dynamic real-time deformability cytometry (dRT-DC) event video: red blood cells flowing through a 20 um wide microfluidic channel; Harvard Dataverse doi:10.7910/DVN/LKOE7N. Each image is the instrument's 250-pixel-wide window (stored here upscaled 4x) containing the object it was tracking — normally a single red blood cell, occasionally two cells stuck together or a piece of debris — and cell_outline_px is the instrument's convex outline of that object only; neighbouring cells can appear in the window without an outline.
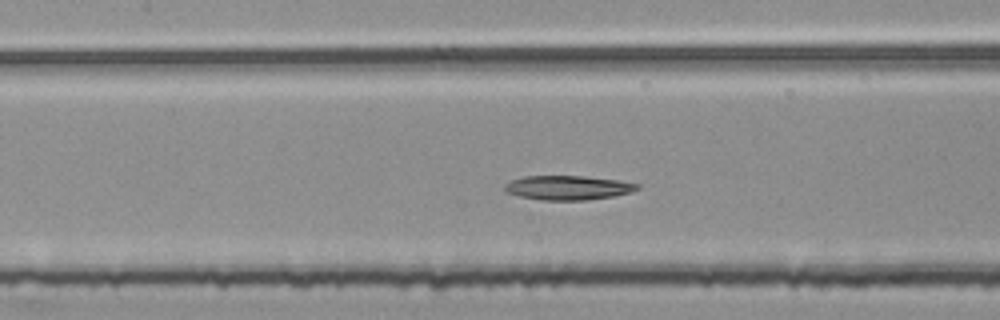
{"species": "common noctule bat (a hibernating species)", "species_latin": "Nyctalus noctula", "temperature_condition": "room temperature", "stored_images_in_passage": 48, "segment_of_instrument_passage": [2, 2], "camera_frame_rate_fps": 3000, "um_per_image_px": 0.085, "animal": {"sex": "female", "body_mass_g": 25.1}, "frame": {"image": 1, "passage_image": 21, "time_ms": 6.667, "image_size_px": [1000, 320], "cell_outline_px": [[640, 188], [632, 192], [612, 196], [588, 200], [540, 200], [520, 196], [504, 192], [504, 184], [512, 180], [524, 176], [584, 176], [620, 180], [640, 184]], "centroid_in_image_um": [48.28, 15.95], "position_along_channel_um": 159.1, "area_um2": 18.9}}
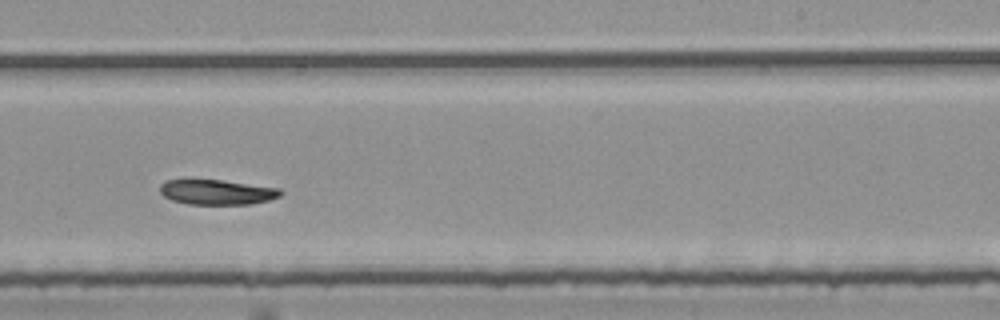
{"frame": {"image": 2, "passage_image": 30, "time_ms": 9.667, "image_size_px": [1000, 320], "cell_outline_px": [[284, 192], [280, 196], [268, 200], [252, 204], [188, 204], [172, 200], [164, 196], [160, 192], [160, 184], [168, 180], [220, 180], [280, 188]], "centroid_in_image_um": [18.46, 16.33], "position_along_channel_um": 270.5, "area_um2": 17.46}}
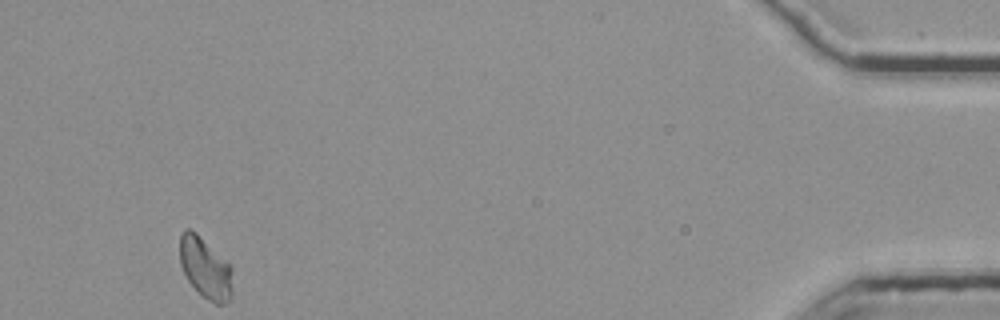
{"frame": {"image": 3, "passage_image": 48, "time_ms": 15.667, "image_size_px": [1000, 320], "cell_outline_px": [[232, 300], [224, 304], [216, 304], [208, 300], [188, 280], [180, 264], [180, 232], [184, 228], [188, 228], [196, 232], [232, 268]], "centroid_in_image_um": [17.46, 22.78], "position_along_channel_um": 417.7, "area_um2": 18.55}}